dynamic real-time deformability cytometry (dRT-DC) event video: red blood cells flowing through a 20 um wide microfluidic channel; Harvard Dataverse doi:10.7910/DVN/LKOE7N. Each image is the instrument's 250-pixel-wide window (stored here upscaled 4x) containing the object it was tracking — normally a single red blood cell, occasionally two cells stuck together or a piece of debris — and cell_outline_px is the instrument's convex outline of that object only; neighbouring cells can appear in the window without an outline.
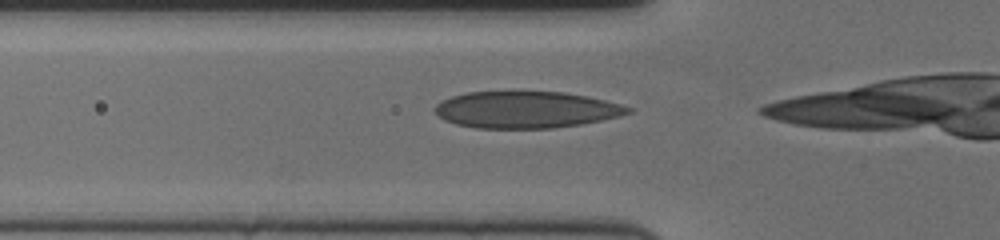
{"species": "human", "species_latin": "Homo sapiens", "temperature_condition": "cold", "stored_images_in_passage": 14, "camera_frame_rate_fps": 3000, "um_per_image_px": 0.085, "donor": {"sex": "female"}, "frame": {"image": 1, "passage_image": 2, "time_ms": 0.333, "image_size_px": [1000, 240], "cell_outline_px": [[632, 112], [620, 116], [580, 124], [552, 128], [476, 128], [456, 124], [444, 120], [432, 108], [436, 104], [452, 96], [468, 92], [516, 88], [564, 92], [604, 100], [620, 104], [632, 108]], "centroid_in_image_um": [44.67, 9.28], "position_along_channel_um": 81.1, "area_um2": 42.37}}
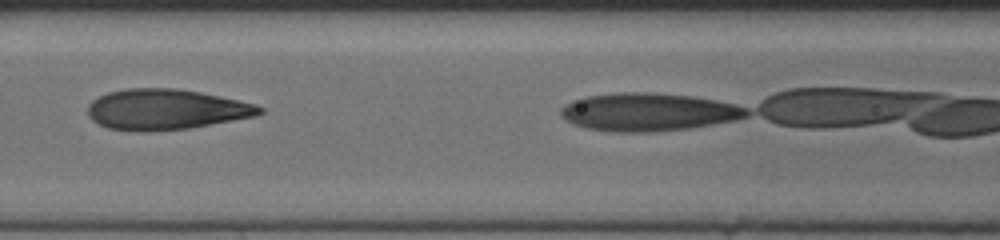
{"frame": {"image": 2, "passage_image": 8, "time_ms": 2.333, "image_size_px": [1000, 240], "cell_outline_px": [[264, 112], [252, 116], [188, 128], [108, 128], [92, 120], [88, 116], [88, 104], [92, 100], [108, 92], [128, 88], [176, 88], [200, 92], [220, 96], [256, 104], [264, 108]], "centroid_in_image_um": [14.11, 9.24], "position_along_channel_um": 152.5, "area_um2": 39.13}}
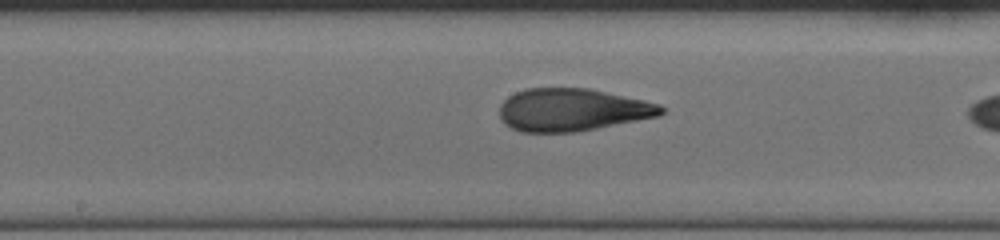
{"frame": {"image": 3, "passage_image": 12, "time_ms": 3.667, "image_size_px": [1000, 240], "cell_outline_px": [[664, 112], [660, 116], [576, 132], [520, 132], [504, 124], [500, 116], [500, 104], [508, 96], [524, 88], [588, 88], [644, 100], [660, 104], [664, 108]], "centroid_in_image_um": [48.63, 9.33], "position_along_channel_um": 199.6, "area_um2": 40.23}}